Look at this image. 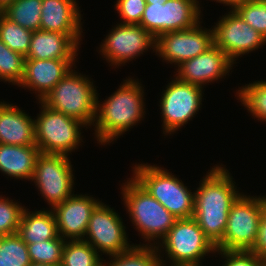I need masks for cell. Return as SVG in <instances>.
Segmentation results:
<instances>
[{
	"instance_id": "1",
	"label": "cell",
	"mask_w": 266,
	"mask_h": 266,
	"mask_svg": "<svg viewBox=\"0 0 266 266\" xmlns=\"http://www.w3.org/2000/svg\"><path fill=\"white\" fill-rule=\"evenodd\" d=\"M232 179L225 166L216 165L194 192L193 218L215 247L223 240L230 208L241 195Z\"/></svg>"
},
{
	"instance_id": "2",
	"label": "cell",
	"mask_w": 266,
	"mask_h": 266,
	"mask_svg": "<svg viewBox=\"0 0 266 266\" xmlns=\"http://www.w3.org/2000/svg\"><path fill=\"white\" fill-rule=\"evenodd\" d=\"M125 82L110 97L99 103L97 95L95 136L102 145L109 144L123 135L145 115L144 89L138 79Z\"/></svg>"
},
{
	"instance_id": "3",
	"label": "cell",
	"mask_w": 266,
	"mask_h": 266,
	"mask_svg": "<svg viewBox=\"0 0 266 266\" xmlns=\"http://www.w3.org/2000/svg\"><path fill=\"white\" fill-rule=\"evenodd\" d=\"M126 183V184H125ZM122 196L127 213L145 242L159 244L177 220L160 202L153 198L133 177L125 182ZM158 238V241H157ZM156 240V241H154ZM156 242V244H155Z\"/></svg>"
},
{
	"instance_id": "4",
	"label": "cell",
	"mask_w": 266,
	"mask_h": 266,
	"mask_svg": "<svg viewBox=\"0 0 266 266\" xmlns=\"http://www.w3.org/2000/svg\"><path fill=\"white\" fill-rule=\"evenodd\" d=\"M71 69L41 100L49 109L91 127L96 117L97 92L93 81Z\"/></svg>"
},
{
	"instance_id": "5",
	"label": "cell",
	"mask_w": 266,
	"mask_h": 266,
	"mask_svg": "<svg viewBox=\"0 0 266 266\" xmlns=\"http://www.w3.org/2000/svg\"><path fill=\"white\" fill-rule=\"evenodd\" d=\"M133 178L177 219L192 218L195 194L175 175L159 166L139 164ZM193 193V194H192Z\"/></svg>"
},
{
	"instance_id": "6",
	"label": "cell",
	"mask_w": 266,
	"mask_h": 266,
	"mask_svg": "<svg viewBox=\"0 0 266 266\" xmlns=\"http://www.w3.org/2000/svg\"><path fill=\"white\" fill-rule=\"evenodd\" d=\"M39 103L42 107L41 113L34 120L35 141L38 149L42 154L68 156L81 144L80 129L86 125L68 115L49 109L41 101Z\"/></svg>"
},
{
	"instance_id": "7",
	"label": "cell",
	"mask_w": 266,
	"mask_h": 266,
	"mask_svg": "<svg viewBox=\"0 0 266 266\" xmlns=\"http://www.w3.org/2000/svg\"><path fill=\"white\" fill-rule=\"evenodd\" d=\"M160 242L157 248H165L171 266H202L204 256L216 253V247L193 217L177 219Z\"/></svg>"
},
{
	"instance_id": "8",
	"label": "cell",
	"mask_w": 266,
	"mask_h": 266,
	"mask_svg": "<svg viewBox=\"0 0 266 266\" xmlns=\"http://www.w3.org/2000/svg\"><path fill=\"white\" fill-rule=\"evenodd\" d=\"M263 212V196L241 194L232 204L219 250L250 251L257 239Z\"/></svg>"
},
{
	"instance_id": "9",
	"label": "cell",
	"mask_w": 266,
	"mask_h": 266,
	"mask_svg": "<svg viewBox=\"0 0 266 266\" xmlns=\"http://www.w3.org/2000/svg\"><path fill=\"white\" fill-rule=\"evenodd\" d=\"M67 155L42 154L37 157L32 181L53 208L72 195L74 177Z\"/></svg>"
},
{
	"instance_id": "10",
	"label": "cell",
	"mask_w": 266,
	"mask_h": 266,
	"mask_svg": "<svg viewBox=\"0 0 266 266\" xmlns=\"http://www.w3.org/2000/svg\"><path fill=\"white\" fill-rule=\"evenodd\" d=\"M203 88L177 78L168 83L160 99L163 133L172 134L193 119L201 108Z\"/></svg>"
},
{
	"instance_id": "11",
	"label": "cell",
	"mask_w": 266,
	"mask_h": 266,
	"mask_svg": "<svg viewBox=\"0 0 266 266\" xmlns=\"http://www.w3.org/2000/svg\"><path fill=\"white\" fill-rule=\"evenodd\" d=\"M86 238L100 254L112 256L123 253L133 244L128 243L122 218L108 205L100 202L92 211L89 219ZM89 238V239H88Z\"/></svg>"
},
{
	"instance_id": "12",
	"label": "cell",
	"mask_w": 266,
	"mask_h": 266,
	"mask_svg": "<svg viewBox=\"0 0 266 266\" xmlns=\"http://www.w3.org/2000/svg\"><path fill=\"white\" fill-rule=\"evenodd\" d=\"M100 48L106 61L117 67L143 55L149 48L156 51V38L140 25L120 23L106 35Z\"/></svg>"
},
{
	"instance_id": "13",
	"label": "cell",
	"mask_w": 266,
	"mask_h": 266,
	"mask_svg": "<svg viewBox=\"0 0 266 266\" xmlns=\"http://www.w3.org/2000/svg\"><path fill=\"white\" fill-rule=\"evenodd\" d=\"M213 45V29H202L198 23L188 29L159 35L156 38V54L166 62L179 66L184 61L206 52Z\"/></svg>"
},
{
	"instance_id": "14",
	"label": "cell",
	"mask_w": 266,
	"mask_h": 266,
	"mask_svg": "<svg viewBox=\"0 0 266 266\" xmlns=\"http://www.w3.org/2000/svg\"><path fill=\"white\" fill-rule=\"evenodd\" d=\"M213 40L214 45L227 54L233 62L239 56L258 50L266 43V39L234 10L222 16L213 27Z\"/></svg>"
},
{
	"instance_id": "15",
	"label": "cell",
	"mask_w": 266,
	"mask_h": 266,
	"mask_svg": "<svg viewBox=\"0 0 266 266\" xmlns=\"http://www.w3.org/2000/svg\"><path fill=\"white\" fill-rule=\"evenodd\" d=\"M234 63L220 48L213 45L206 52L181 63L175 77L182 82L204 87L207 83L226 77Z\"/></svg>"
},
{
	"instance_id": "16",
	"label": "cell",
	"mask_w": 266,
	"mask_h": 266,
	"mask_svg": "<svg viewBox=\"0 0 266 266\" xmlns=\"http://www.w3.org/2000/svg\"><path fill=\"white\" fill-rule=\"evenodd\" d=\"M85 195H74L52 209L57 224L58 235L63 239H84L92 211L101 202Z\"/></svg>"
},
{
	"instance_id": "17",
	"label": "cell",
	"mask_w": 266,
	"mask_h": 266,
	"mask_svg": "<svg viewBox=\"0 0 266 266\" xmlns=\"http://www.w3.org/2000/svg\"><path fill=\"white\" fill-rule=\"evenodd\" d=\"M75 61V59H25L24 76L19 87L35 91V94L38 93V100L41 101L75 66Z\"/></svg>"
},
{
	"instance_id": "18",
	"label": "cell",
	"mask_w": 266,
	"mask_h": 266,
	"mask_svg": "<svg viewBox=\"0 0 266 266\" xmlns=\"http://www.w3.org/2000/svg\"><path fill=\"white\" fill-rule=\"evenodd\" d=\"M76 0H42L40 30L71 36L80 44L82 22Z\"/></svg>"
},
{
	"instance_id": "19",
	"label": "cell",
	"mask_w": 266,
	"mask_h": 266,
	"mask_svg": "<svg viewBox=\"0 0 266 266\" xmlns=\"http://www.w3.org/2000/svg\"><path fill=\"white\" fill-rule=\"evenodd\" d=\"M0 143L36 145L34 119L14 104L0 102Z\"/></svg>"
},
{
	"instance_id": "20",
	"label": "cell",
	"mask_w": 266,
	"mask_h": 266,
	"mask_svg": "<svg viewBox=\"0 0 266 266\" xmlns=\"http://www.w3.org/2000/svg\"><path fill=\"white\" fill-rule=\"evenodd\" d=\"M79 44L69 35L59 32L33 31L25 59H76Z\"/></svg>"
},
{
	"instance_id": "21",
	"label": "cell",
	"mask_w": 266,
	"mask_h": 266,
	"mask_svg": "<svg viewBox=\"0 0 266 266\" xmlns=\"http://www.w3.org/2000/svg\"><path fill=\"white\" fill-rule=\"evenodd\" d=\"M37 145L18 146L0 143V171L13 179H32L37 157Z\"/></svg>"
},
{
	"instance_id": "22",
	"label": "cell",
	"mask_w": 266,
	"mask_h": 266,
	"mask_svg": "<svg viewBox=\"0 0 266 266\" xmlns=\"http://www.w3.org/2000/svg\"><path fill=\"white\" fill-rule=\"evenodd\" d=\"M22 212L17 234L26 244H33L58 236L55 215L51 210H39Z\"/></svg>"
},
{
	"instance_id": "23",
	"label": "cell",
	"mask_w": 266,
	"mask_h": 266,
	"mask_svg": "<svg viewBox=\"0 0 266 266\" xmlns=\"http://www.w3.org/2000/svg\"><path fill=\"white\" fill-rule=\"evenodd\" d=\"M200 15L197 0H168L162 4V34L196 26Z\"/></svg>"
},
{
	"instance_id": "24",
	"label": "cell",
	"mask_w": 266,
	"mask_h": 266,
	"mask_svg": "<svg viewBox=\"0 0 266 266\" xmlns=\"http://www.w3.org/2000/svg\"><path fill=\"white\" fill-rule=\"evenodd\" d=\"M159 251L160 249L154 245L133 244L123 253L112 255L110 259L113 260L111 259L107 264L103 260V266H166L165 260L163 261L162 256H160L162 251Z\"/></svg>"
},
{
	"instance_id": "25",
	"label": "cell",
	"mask_w": 266,
	"mask_h": 266,
	"mask_svg": "<svg viewBox=\"0 0 266 266\" xmlns=\"http://www.w3.org/2000/svg\"><path fill=\"white\" fill-rule=\"evenodd\" d=\"M42 0H15L1 11L8 19L31 31L40 30Z\"/></svg>"
},
{
	"instance_id": "26",
	"label": "cell",
	"mask_w": 266,
	"mask_h": 266,
	"mask_svg": "<svg viewBox=\"0 0 266 266\" xmlns=\"http://www.w3.org/2000/svg\"><path fill=\"white\" fill-rule=\"evenodd\" d=\"M102 261L99 253L87 241L66 239L60 266H103Z\"/></svg>"
},
{
	"instance_id": "27",
	"label": "cell",
	"mask_w": 266,
	"mask_h": 266,
	"mask_svg": "<svg viewBox=\"0 0 266 266\" xmlns=\"http://www.w3.org/2000/svg\"><path fill=\"white\" fill-rule=\"evenodd\" d=\"M33 31L8 19L0 12V40L11 50L27 56Z\"/></svg>"
},
{
	"instance_id": "28",
	"label": "cell",
	"mask_w": 266,
	"mask_h": 266,
	"mask_svg": "<svg viewBox=\"0 0 266 266\" xmlns=\"http://www.w3.org/2000/svg\"><path fill=\"white\" fill-rule=\"evenodd\" d=\"M31 259L27 244L15 233L0 240V266H29Z\"/></svg>"
},
{
	"instance_id": "29",
	"label": "cell",
	"mask_w": 266,
	"mask_h": 266,
	"mask_svg": "<svg viewBox=\"0 0 266 266\" xmlns=\"http://www.w3.org/2000/svg\"><path fill=\"white\" fill-rule=\"evenodd\" d=\"M246 85L237 91L238 100L240 99L254 118L266 122V81H255Z\"/></svg>"
},
{
	"instance_id": "30",
	"label": "cell",
	"mask_w": 266,
	"mask_h": 266,
	"mask_svg": "<svg viewBox=\"0 0 266 266\" xmlns=\"http://www.w3.org/2000/svg\"><path fill=\"white\" fill-rule=\"evenodd\" d=\"M66 240L59 235L56 238L27 244L32 263L60 266Z\"/></svg>"
},
{
	"instance_id": "31",
	"label": "cell",
	"mask_w": 266,
	"mask_h": 266,
	"mask_svg": "<svg viewBox=\"0 0 266 266\" xmlns=\"http://www.w3.org/2000/svg\"><path fill=\"white\" fill-rule=\"evenodd\" d=\"M24 67L25 57L0 40V80L19 86L24 76Z\"/></svg>"
},
{
	"instance_id": "32",
	"label": "cell",
	"mask_w": 266,
	"mask_h": 266,
	"mask_svg": "<svg viewBox=\"0 0 266 266\" xmlns=\"http://www.w3.org/2000/svg\"><path fill=\"white\" fill-rule=\"evenodd\" d=\"M234 11L266 39V1L248 0Z\"/></svg>"
},
{
	"instance_id": "33",
	"label": "cell",
	"mask_w": 266,
	"mask_h": 266,
	"mask_svg": "<svg viewBox=\"0 0 266 266\" xmlns=\"http://www.w3.org/2000/svg\"><path fill=\"white\" fill-rule=\"evenodd\" d=\"M23 210L24 207L18 202L0 196V234L2 236L17 233Z\"/></svg>"
},
{
	"instance_id": "34",
	"label": "cell",
	"mask_w": 266,
	"mask_h": 266,
	"mask_svg": "<svg viewBox=\"0 0 266 266\" xmlns=\"http://www.w3.org/2000/svg\"><path fill=\"white\" fill-rule=\"evenodd\" d=\"M119 13L121 24L139 25L143 16L146 1L145 0H117L115 5Z\"/></svg>"
},
{
	"instance_id": "35",
	"label": "cell",
	"mask_w": 266,
	"mask_h": 266,
	"mask_svg": "<svg viewBox=\"0 0 266 266\" xmlns=\"http://www.w3.org/2000/svg\"><path fill=\"white\" fill-rule=\"evenodd\" d=\"M216 252L226 259L222 266H266V262L252 251L216 249Z\"/></svg>"
},
{
	"instance_id": "36",
	"label": "cell",
	"mask_w": 266,
	"mask_h": 266,
	"mask_svg": "<svg viewBox=\"0 0 266 266\" xmlns=\"http://www.w3.org/2000/svg\"><path fill=\"white\" fill-rule=\"evenodd\" d=\"M162 4H146L140 26L150 32L155 38L162 34Z\"/></svg>"
},
{
	"instance_id": "37",
	"label": "cell",
	"mask_w": 266,
	"mask_h": 266,
	"mask_svg": "<svg viewBox=\"0 0 266 266\" xmlns=\"http://www.w3.org/2000/svg\"><path fill=\"white\" fill-rule=\"evenodd\" d=\"M266 262V196H263V212L256 242L250 250Z\"/></svg>"
},
{
	"instance_id": "38",
	"label": "cell",
	"mask_w": 266,
	"mask_h": 266,
	"mask_svg": "<svg viewBox=\"0 0 266 266\" xmlns=\"http://www.w3.org/2000/svg\"><path fill=\"white\" fill-rule=\"evenodd\" d=\"M214 1L225 4L226 6L231 7L230 9L234 10L237 6L244 4L248 0H214Z\"/></svg>"
},
{
	"instance_id": "39",
	"label": "cell",
	"mask_w": 266,
	"mask_h": 266,
	"mask_svg": "<svg viewBox=\"0 0 266 266\" xmlns=\"http://www.w3.org/2000/svg\"><path fill=\"white\" fill-rule=\"evenodd\" d=\"M15 0H0V11H3L9 4H12Z\"/></svg>"
},
{
	"instance_id": "40",
	"label": "cell",
	"mask_w": 266,
	"mask_h": 266,
	"mask_svg": "<svg viewBox=\"0 0 266 266\" xmlns=\"http://www.w3.org/2000/svg\"><path fill=\"white\" fill-rule=\"evenodd\" d=\"M146 4H153V3H165L168 0H145Z\"/></svg>"
},
{
	"instance_id": "41",
	"label": "cell",
	"mask_w": 266,
	"mask_h": 266,
	"mask_svg": "<svg viewBox=\"0 0 266 266\" xmlns=\"http://www.w3.org/2000/svg\"><path fill=\"white\" fill-rule=\"evenodd\" d=\"M29 266H53V265H50V264L31 263Z\"/></svg>"
}]
</instances>
